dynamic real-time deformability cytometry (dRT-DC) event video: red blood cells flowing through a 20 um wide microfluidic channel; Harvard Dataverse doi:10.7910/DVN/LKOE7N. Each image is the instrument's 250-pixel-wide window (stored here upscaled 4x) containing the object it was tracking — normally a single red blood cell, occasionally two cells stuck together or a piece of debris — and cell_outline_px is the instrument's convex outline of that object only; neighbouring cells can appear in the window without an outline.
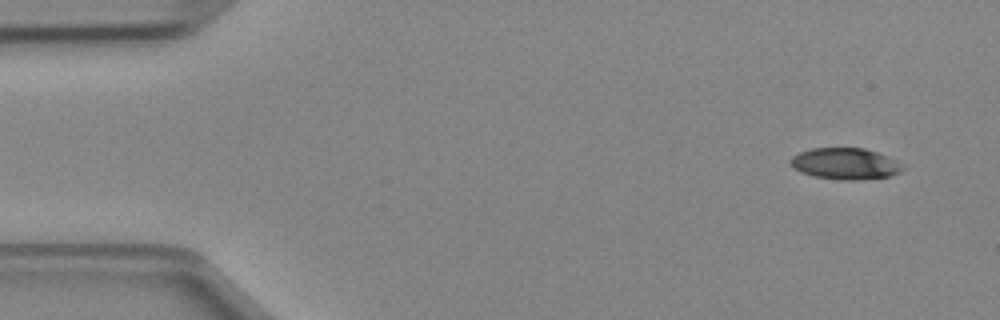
{"species": "Egyptian fruit bat (a non-hibernating species)", "species_latin": "Rousettus aegyptiacus", "temperature_condition": "cold", "stored_images_in_passage": 4, "camera_frame_rate_fps": 3000, "um_per_image_px": 0.085, "animal": {"sex": "female"}, "frame": {"image": 1, "passage_image": 1, "time_ms": 0.0, "image_size_px": [1000, 320], "cell_outline_px": [[908, 168], [892, 176], [860, 180], [840, 180], [812, 176], [800, 172], [792, 168], [788, 164], [788, 160], [792, 156], [800, 152], [812, 148], [864, 148], [900, 160]], "centroid_in_image_um": [71.88, 13.92], "position_along_channel_um": 13.1, "area_um2": 21.15}}
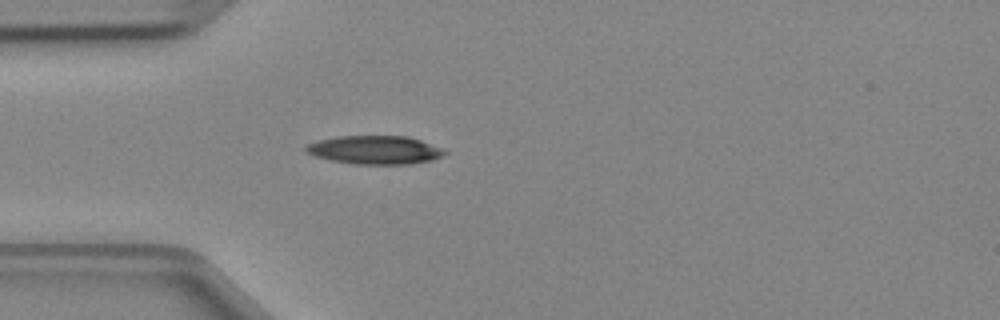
{"frame": {"image": 2, "passage_image": 4, "time_ms": 1.0, "image_size_px": [1000, 320], "cell_outline_px": [[448, 152], [444, 156], [432, 160], [408, 164], [352, 164], [332, 160], [316, 156], [304, 152], [304, 148], [308, 144], [320, 140], [336, 136], [408, 136], [444, 148]], "centroid_in_image_um": [31.9, 12.74], "position_along_channel_um": 53.1, "area_um2": 23.12}}